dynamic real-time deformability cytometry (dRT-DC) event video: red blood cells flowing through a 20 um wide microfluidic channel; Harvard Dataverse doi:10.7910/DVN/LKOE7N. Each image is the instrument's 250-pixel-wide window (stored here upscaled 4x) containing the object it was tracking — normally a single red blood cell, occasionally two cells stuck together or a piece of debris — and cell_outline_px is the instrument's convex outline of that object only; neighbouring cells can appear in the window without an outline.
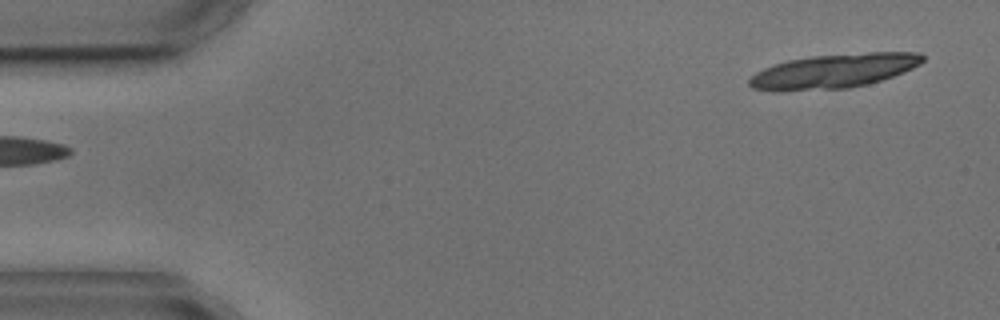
{"species": "common noctule bat (a hibernating species)", "species_latin": "Nyctalus noctula", "temperature_condition": "cold", "stored_images_in_passage": 4, "segment_of_instrument_passage": [2, 2], "camera_frame_rate_fps": 3000, "um_per_image_px": 0.085, "animal": {"sex": "male", "body_mass_g": 17.9, "forearm_length_mm": 54.2}, "frame": {"image": 1, "passage_image": 4, "time_ms": 3.667, "image_size_px": [1000, 320], "cell_outline_px": [[924, 60], [920, 64], [904, 72], [868, 84], [848, 88], [776, 92], [772, 92], [752, 88], [748, 84], [748, 80], [756, 72], [772, 64], [788, 60], [812, 56], [868, 52], [920, 52], [924, 56]], "centroid_in_image_um": [70.83, 6.05], "position_along_channel_um": 14.2, "area_um2": 34.91}}